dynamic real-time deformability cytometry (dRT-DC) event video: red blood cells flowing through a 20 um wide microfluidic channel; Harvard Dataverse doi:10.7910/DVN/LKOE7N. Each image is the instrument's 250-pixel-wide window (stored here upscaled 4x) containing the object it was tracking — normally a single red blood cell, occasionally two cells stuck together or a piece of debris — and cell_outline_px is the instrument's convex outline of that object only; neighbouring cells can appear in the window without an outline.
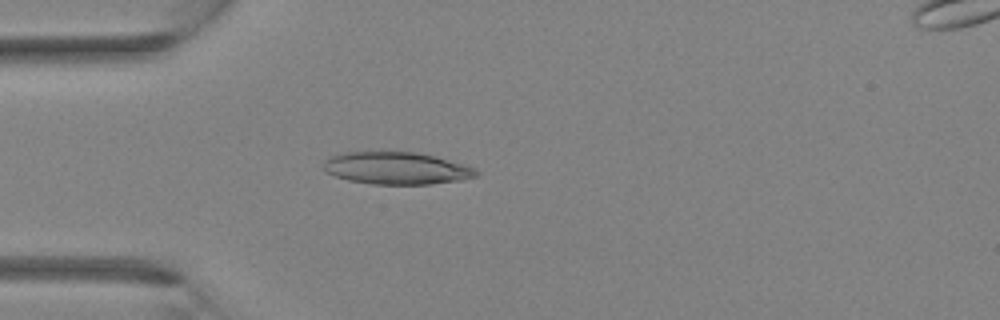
{"species": "Egyptian fruit bat (a non-hibernating species)", "species_latin": "Rousettus aegyptiacus", "temperature_condition": "room temperature", "stored_images_in_passage": 1, "camera_frame_rate_fps": 3000, "um_per_image_px": 0.085, "animal": {"sex": "female"}, "frame": {"image": 1, "passage_image": 1, "time_ms": 0.0, "image_size_px": [1000, 320], "cell_outline_px": [[480, 176], [460, 180], [428, 184], [372, 184], [348, 180], [324, 172], [324, 160], [328, 156], [344, 152], [416, 152], [464, 164], [476, 168], [480, 172]], "centroid_in_image_um": [33.7, 14.3], "position_along_channel_um": 51.3, "area_um2": 28.78}}